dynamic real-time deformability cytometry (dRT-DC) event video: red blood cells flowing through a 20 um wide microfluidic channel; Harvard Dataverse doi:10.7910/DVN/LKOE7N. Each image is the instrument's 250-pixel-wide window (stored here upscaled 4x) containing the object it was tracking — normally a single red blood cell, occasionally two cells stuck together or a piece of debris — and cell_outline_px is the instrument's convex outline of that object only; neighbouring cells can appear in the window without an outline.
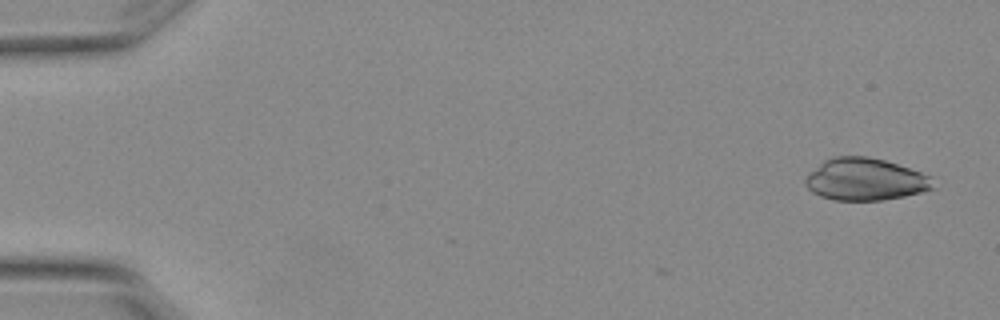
{"species": "Egyptian fruit bat (a non-hibernating species)", "species_latin": "Rousettus aegyptiacus", "temperature_condition": "warm", "stored_images_in_passage": 6, "camera_frame_rate_fps": 3000, "um_per_image_px": 0.085, "animal": {"sex": "female"}, "frame": {"image": 1, "passage_image": 1, "time_ms": 0.0, "image_size_px": [1000, 320], "cell_outline_px": [[936, 188], [904, 196], [880, 200], [832, 200], [820, 196], [812, 192], [804, 184], [804, 180], [824, 160], [832, 156], [868, 156], [884, 160], [932, 176]], "centroid_in_image_um": [73.56, 15.25], "position_along_channel_um": 11.4, "area_um2": 31.27}}
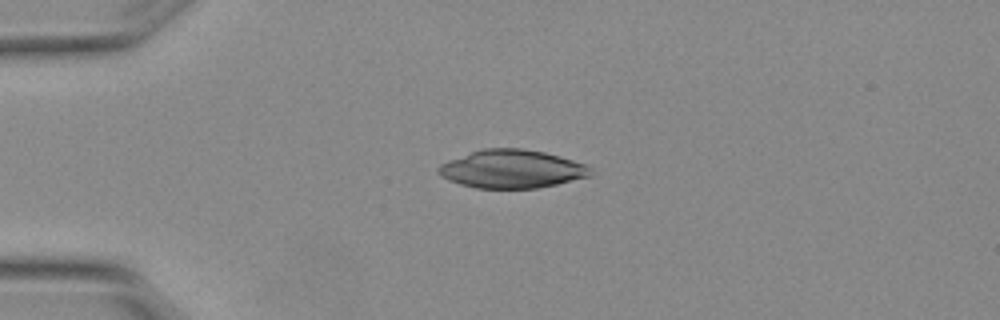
{"frame": {"image": 2, "passage_image": 4, "time_ms": 1.0, "image_size_px": [1000, 320], "cell_outline_px": [[592, 176], [556, 184], [536, 188], [476, 188], [460, 184], [448, 180], [440, 176], [436, 172], [436, 168], [440, 164], [448, 160], [484, 148], [520, 148], [544, 152], [572, 160], [584, 164], [592, 168]], "centroid_in_image_um": [43.48, 14.37], "position_along_channel_um": 41.5, "area_um2": 33.87}}
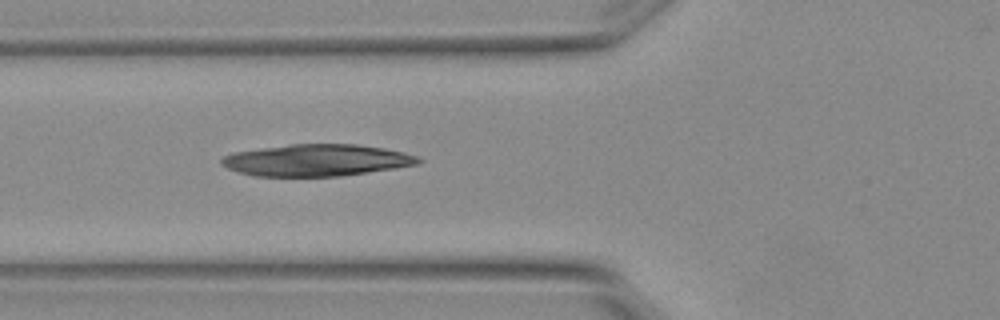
{"frame": {"image": 3, "passage_image": 6, "time_ms": 1.667, "image_size_px": [1000, 320], "cell_outline_px": [[424, 160], [416, 164], [396, 168], [340, 176], [252, 176], [236, 172], [220, 164], [220, 160], [224, 156], [232, 152], [292, 144], [356, 144], [384, 148], [404, 152], [416, 156]], "centroid_in_image_um": [26.88, 13.62], "position_along_channel_um": 98.9, "area_um2": 36.47}}